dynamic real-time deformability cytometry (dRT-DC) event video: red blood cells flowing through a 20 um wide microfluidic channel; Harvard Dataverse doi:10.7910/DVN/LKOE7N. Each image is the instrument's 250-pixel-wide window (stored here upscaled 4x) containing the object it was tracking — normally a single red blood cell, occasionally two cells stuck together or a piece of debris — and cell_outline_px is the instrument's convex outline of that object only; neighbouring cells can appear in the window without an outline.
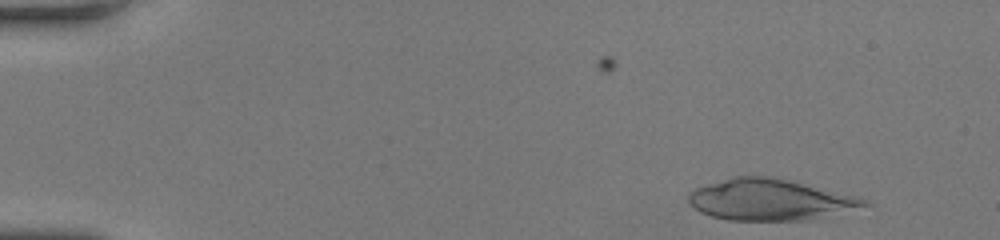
{"species": "human", "species_latin": "Homo sapiens", "temperature_condition": "room temperature", "stored_images_in_passage": 55, "camera_frame_rate_fps": 3000, "um_per_image_px": 0.085, "donor": {"sex": "female"}, "frame": {"image": 1, "passage_image": 3, "time_ms": 0.667, "image_size_px": [1000, 240], "cell_outline_px": [[872, 204], [804, 220], [728, 220], [712, 216], [700, 212], [688, 204], [688, 192], [696, 188], [732, 176], [776, 176], [868, 200]], "centroid_in_image_um": [65.34, 16.96], "position_along_channel_um": 19.7, "area_um2": 41.67}}
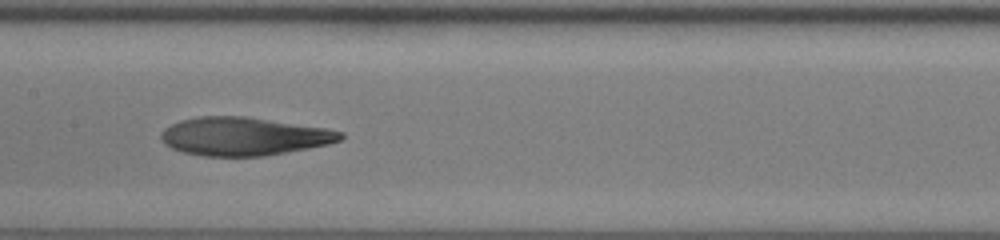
{"frame": {"image": 2, "passage_image": 29, "time_ms": 9.333, "image_size_px": [1000, 240], "cell_outline_px": [[344, 136], [340, 140], [328, 144], [308, 148], [264, 156], [200, 156], [184, 152], [172, 148], [164, 144], [160, 136], [160, 132], [164, 128], [180, 120], [196, 116], [244, 116], [328, 128], [344, 132]], "centroid_in_image_um": [20.71, 11.58], "position_along_channel_um": 186.7, "area_um2": 40.11}}
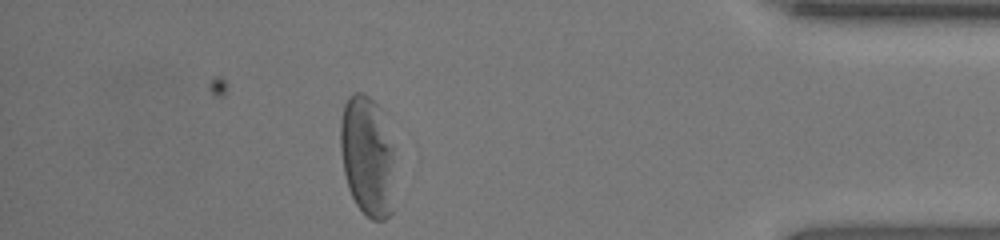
{"frame": {"image": 3, "passage_image": 49, "time_ms": 16.0, "image_size_px": [1000, 240], "cell_outline_px": [[392, 212], [384, 220], [372, 220], [356, 204], [348, 188], [344, 172], [340, 152], [340, 120], [344, 104], [348, 96], [356, 92], [364, 92], [376, 104], [392, 148]], "centroid_in_image_um": [31.16, 13.28], "position_along_channel_um": 404.0, "area_um2": 37.34}, "authors_computed_cell_mechanics": {"area_um2": 40.6912, "velocity_mm_per_s": 3.8104, "shape_relaxation_time_tau1_ms": null, "shape_relaxation_time_tau2_ms": 3.5767, "deformation_change_tau1": null, "deformation_change_tau2": 0.1421}}